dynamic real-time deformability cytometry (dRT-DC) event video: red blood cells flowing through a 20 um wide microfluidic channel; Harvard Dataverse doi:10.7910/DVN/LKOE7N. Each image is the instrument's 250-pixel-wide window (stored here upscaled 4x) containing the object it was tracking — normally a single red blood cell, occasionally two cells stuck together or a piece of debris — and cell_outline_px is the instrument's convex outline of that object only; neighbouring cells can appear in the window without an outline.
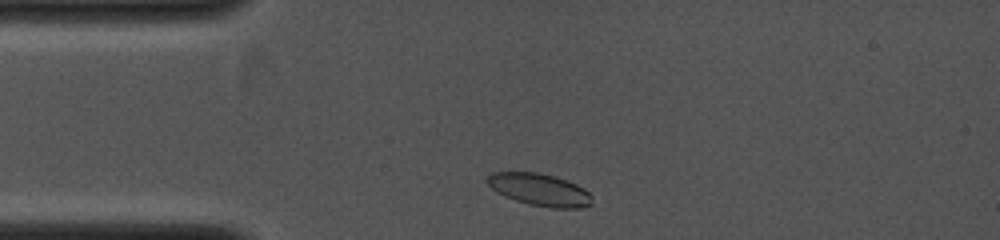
{"species": "common noctule bat (a hibernating species)", "species_latin": "Nyctalus noctula", "temperature_condition": "cold", "stored_images_in_passage": 26, "camera_frame_rate_fps": 4000, "um_per_image_px": 0.085, "animal": {"sex": "female", "body_mass_g": 19.0, "forearm_length_mm": 53.3}, "frame": {"image": 1, "passage_image": 2, "time_ms": 0.25, "image_size_px": [1000, 240], "cell_outline_px": [[592, 204], [580, 208], [552, 208], [528, 204], [516, 200], [496, 192], [484, 180], [492, 172], [536, 172], [556, 176], [576, 184], [584, 188], [592, 196]], "centroid_in_image_um": [45.87, 16.12], "position_along_channel_um": 39.1, "area_um2": 19.77}}
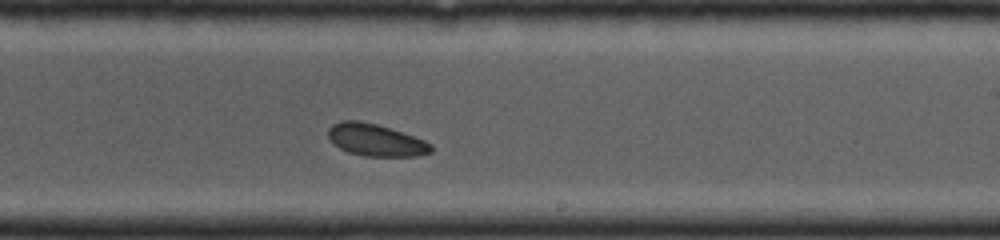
{"frame": {"image": 2, "passage_image": 15, "time_ms": 5.25, "image_size_px": [1000, 240], "cell_outline_px": [[432, 152], [416, 156], [364, 156], [348, 152], [340, 148], [328, 136], [328, 128], [332, 124], [340, 120], [356, 120], [376, 124], [404, 132], [424, 140], [432, 144]], "centroid_in_image_um": [31.95, 11.89], "position_along_channel_um": 257.1, "area_um2": 19.25}}
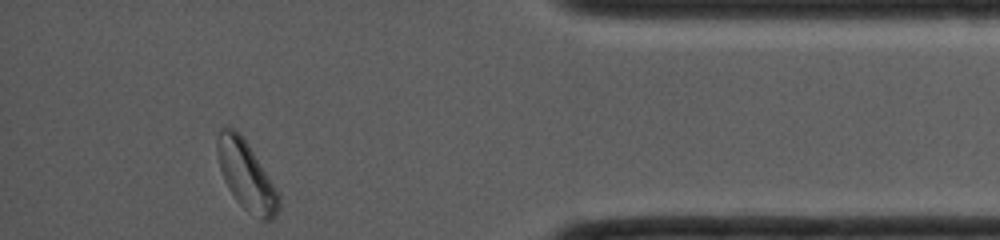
{"frame": {"image": 3, "passage_image": 26, "time_ms": 9.0, "image_size_px": [1000, 240], "cell_outline_px": [[280, 208], [276, 216], [272, 220], [264, 220], [248, 212], [236, 200], [228, 188], [224, 180], [220, 168], [216, 144], [220, 128], [236, 128], [240, 132], [248, 144], [280, 196]], "centroid_in_image_um": [20.93, 14.93], "position_along_channel_um": 414.3, "area_um2": 24.28}}